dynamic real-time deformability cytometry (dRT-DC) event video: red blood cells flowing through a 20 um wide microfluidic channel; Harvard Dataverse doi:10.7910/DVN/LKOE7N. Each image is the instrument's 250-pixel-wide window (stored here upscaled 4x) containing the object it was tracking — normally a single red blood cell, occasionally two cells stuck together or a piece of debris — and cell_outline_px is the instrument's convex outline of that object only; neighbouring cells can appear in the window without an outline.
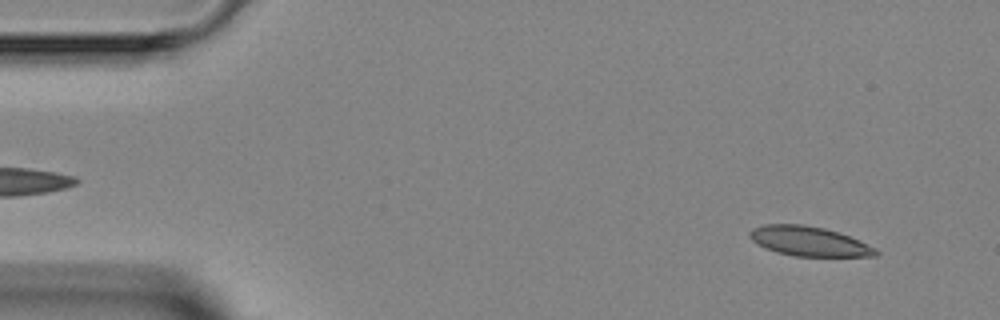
{"species": "Egyptian fruit bat (a non-hibernating species)", "species_latin": "Rousettus aegyptiacus", "temperature_condition": "room temperature", "stored_images_in_passage": 4, "segment_of_instrument_passage": [2, 2], "camera_frame_rate_fps": 3000, "um_per_image_px": 0.085, "animal": {"sex": "female"}, "frame": {"image": 1, "passage_image": 4, "time_ms": 4.667, "image_size_px": [1000, 320], "cell_outline_px": [[880, 252], [876, 256], [796, 256], [776, 252], [752, 240], [748, 236], [748, 232], [752, 228], [764, 224], [804, 224], [824, 228], [840, 232], [876, 248]], "centroid_in_image_um": [68.77, 20.49], "position_along_channel_um": 16.2, "area_um2": 21.68}}